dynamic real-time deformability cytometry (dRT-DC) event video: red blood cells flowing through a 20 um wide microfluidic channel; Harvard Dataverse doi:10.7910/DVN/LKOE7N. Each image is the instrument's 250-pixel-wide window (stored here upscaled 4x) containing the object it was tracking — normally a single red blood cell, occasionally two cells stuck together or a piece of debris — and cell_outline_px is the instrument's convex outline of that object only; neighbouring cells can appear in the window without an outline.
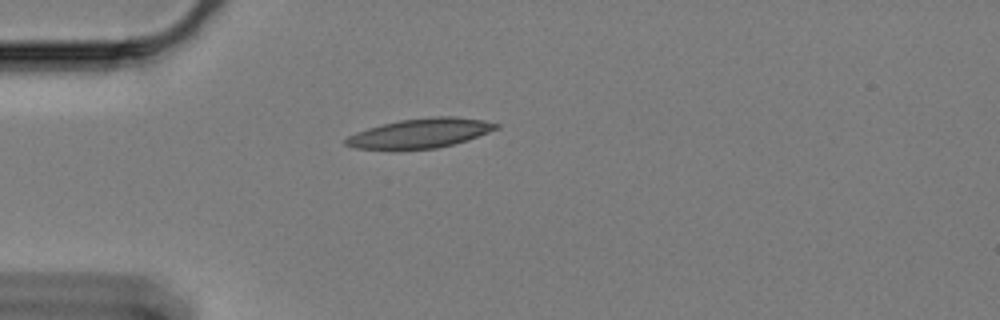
{"species": "Egyptian fruit bat (a non-hibernating species)", "species_latin": "Rousettus aegyptiacus", "temperature_condition": "cold", "stored_images_in_passage": 45, "camera_frame_rate_fps": 3000, "um_per_image_px": 0.085, "animal": {"sex": "female"}, "frame": {"image": 1, "passage_image": 1, "time_ms": 0.0, "image_size_px": [1000, 320], "cell_outline_px": [[500, 128], [468, 140], [436, 148], [356, 148], [344, 144], [344, 140], [348, 136], [356, 132], [380, 124], [400, 120], [432, 116], [456, 116], [484, 120], [500, 124]], "centroid_in_image_um": [35.78, 11.29], "position_along_channel_um": 49.2, "area_um2": 25.55}}
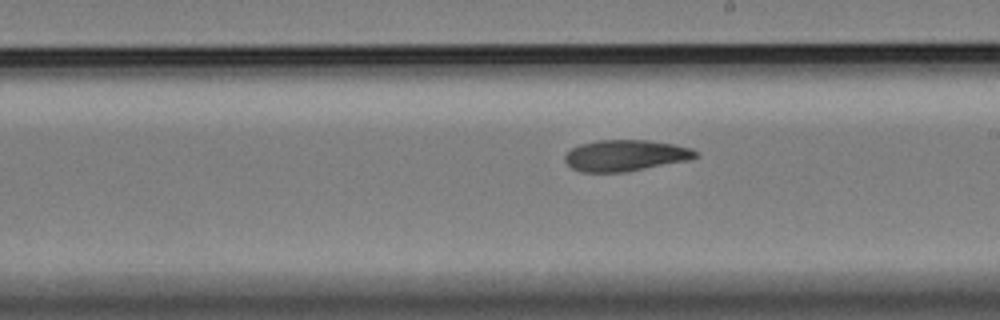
{"frame": {"image": 2, "passage_image": 19, "time_ms": 6.0, "image_size_px": [1000, 320], "cell_outline_px": [[700, 156], [688, 160], [624, 172], [580, 172], [572, 168], [564, 160], [564, 156], [572, 148], [580, 144], [596, 140], [648, 140], [672, 144], [692, 148], [700, 152]], "centroid_in_image_um": [53.17, 13.21], "position_along_channel_um": 235.8, "area_um2": 23.81}}
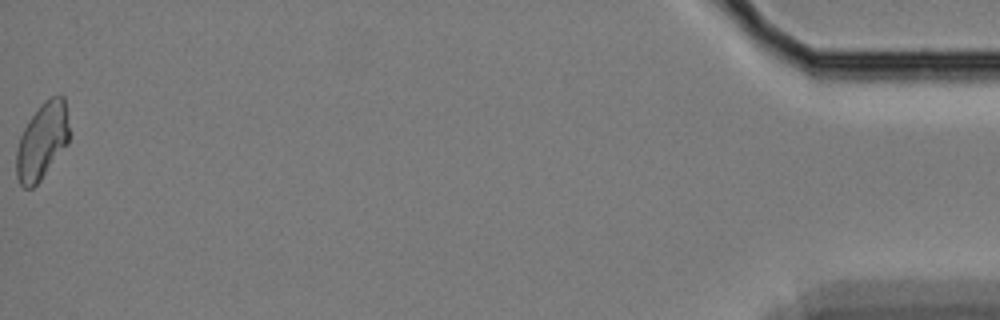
{"frame": {"image": 3, "passage_image": 45, "time_ms": 14.667, "image_size_px": [1000, 320], "cell_outline_px": [[68, 144], [40, 180], [32, 188], [24, 188], [20, 184], [16, 176], [16, 148], [20, 136], [28, 120], [40, 104], [44, 100], [52, 96], [64, 96], [68, 128]], "centroid_in_image_um": [3.55, 12.0], "position_along_channel_um": 431.7, "area_um2": 23.47}, "authors_computed_cell_mechanics": {"area_um2": 24.0448, "velocity_mm_per_s": 3.3264, "shape_relaxation_time_tau1_ms": null, "shape_relaxation_time_tau2_ms": 6.3179, "deformation_change_tau1": null, "deformation_change_tau2": 0.1284}}